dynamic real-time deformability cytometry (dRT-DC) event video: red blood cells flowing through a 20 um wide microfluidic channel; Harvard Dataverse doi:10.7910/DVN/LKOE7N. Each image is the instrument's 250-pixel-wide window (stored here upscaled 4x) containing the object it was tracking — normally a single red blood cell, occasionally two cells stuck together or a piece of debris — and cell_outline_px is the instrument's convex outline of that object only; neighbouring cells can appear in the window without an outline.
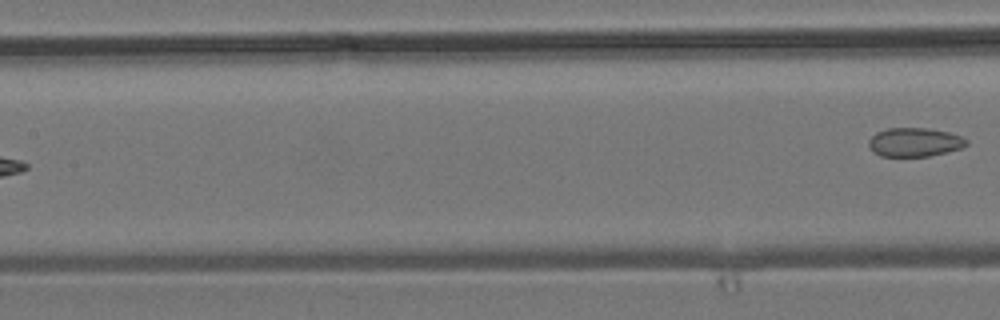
{"species": "common noctule bat (a hibernating species)", "species_latin": "Nyctalus noctula", "temperature_condition": "room temperature", "stored_images_in_passage": 7, "segment_of_instrument_passage": [2, 2], "camera_frame_rate_fps": 3000, "um_per_image_px": 0.085, "animal": {"sex": "male", "body_mass_g": 19.2, "forearm_length_mm": 51.8}, "frame": {"image": 1, "passage_image": 7, "time_ms": 8.0, "image_size_px": [1000, 320], "cell_outline_px": [[968, 144], [960, 148], [928, 156], [880, 156], [868, 144], [868, 140], [876, 132], [888, 128], [928, 128], [948, 132], [960, 136], [968, 140]], "centroid_in_image_um": [77.73, 12.07], "position_along_channel_um": 129.7, "area_um2": 16.18}}